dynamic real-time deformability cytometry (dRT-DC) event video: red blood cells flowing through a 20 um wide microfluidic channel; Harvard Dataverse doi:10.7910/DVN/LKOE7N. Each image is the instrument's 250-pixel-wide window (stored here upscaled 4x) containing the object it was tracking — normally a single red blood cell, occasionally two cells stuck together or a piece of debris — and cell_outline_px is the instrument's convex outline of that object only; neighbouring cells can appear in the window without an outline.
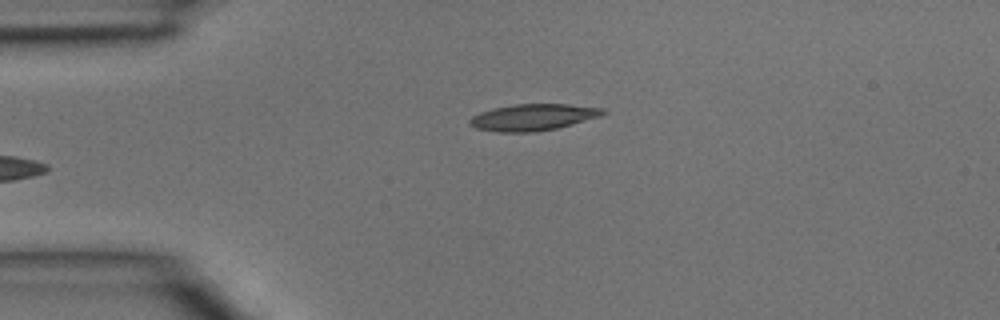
{"species": "common noctule bat (a hibernating species)", "species_latin": "Nyctalus noctula", "temperature_condition": "room temperature", "stored_images_in_passage": 3, "camera_frame_rate_fps": 3000, "um_per_image_px": 0.085, "animal": {"sex": "male", "body_mass_g": 15.6}, "frame": {"image": 1, "passage_image": 3, "time_ms": 0.667, "image_size_px": [1000, 320], "cell_outline_px": [[608, 112], [600, 116], [572, 124], [556, 128], [536, 132], [496, 132], [476, 128], [468, 124], [468, 120], [472, 116], [480, 112], [512, 104], [568, 104], [604, 108]], "centroid_in_image_um": [45.3, 9.97], "position_along_channel_um": 39.7, "area_um2": 20.63}}